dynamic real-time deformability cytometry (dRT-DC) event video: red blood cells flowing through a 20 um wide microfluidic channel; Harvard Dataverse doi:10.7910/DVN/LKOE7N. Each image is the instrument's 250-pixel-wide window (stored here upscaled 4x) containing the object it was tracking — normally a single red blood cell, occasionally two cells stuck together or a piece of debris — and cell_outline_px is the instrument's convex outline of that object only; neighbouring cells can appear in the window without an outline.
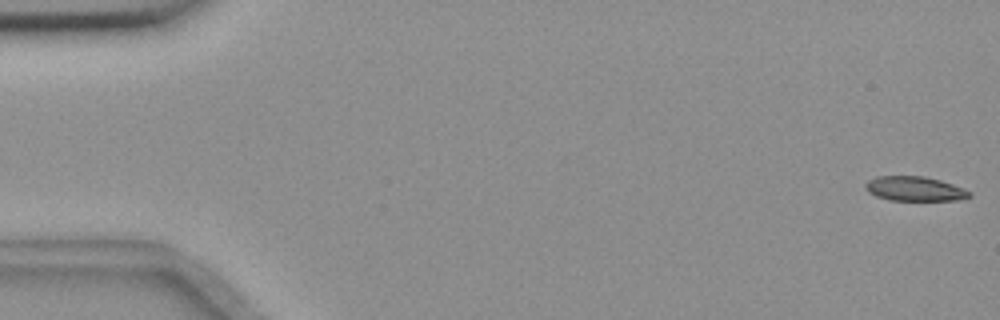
{"species": "common noctule bat (a hibernating species)", "species_latin": "Nyctalus noctula", "temperature_condition": "room temperature", "stored_images_in_passage": 57, "camera_frame_rate_fps": 3000, "um_per_image_px": 0.085, "animal": {"sex": "female", "body_mass_g": 18.4}, "frame": {"image": 1, "passage_image": 1, "time_ms": 0.0, "image_size_px": [1000, 320], "cell_outline_px": [[972, 196], [956, 200], [888, 200], [876, 196], [868, 192], [864, 188], [864, 184], [868, 180], [876, 176], [924, 176], [940, 180], [964, 188], [972, 192]], "centroid_in_image_um": [77.73, 16.04], "position_along_channel_um": 7.3, "area_um2": 14.97}}
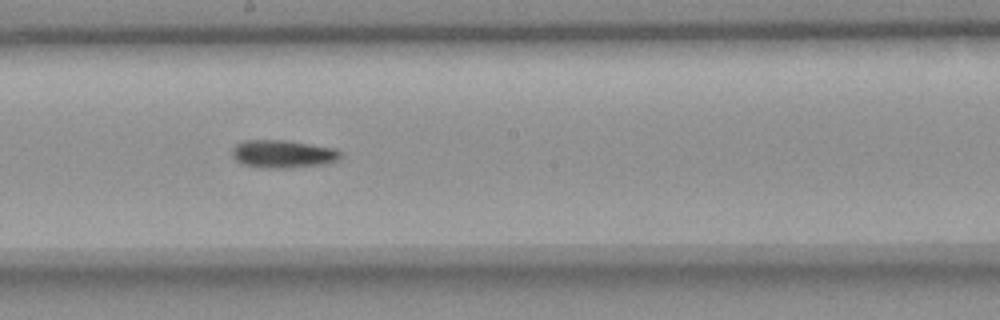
{"frame": {"image": 2, "passage_image": 31, "time_ms": 10.0, "image_size_px": [1000, 320], "cell_outline_px": [[344, 156], [340, 160], [324, 164], [288, 168], [256, 168], [244, 164], [236, 160], [232, 156], [232, 148], [236, 144], [244, 140], [284, 140], [336, 148]], "centroid_in_image_um": [24.06, 13.09], "position_along_channel_um": 224.1, "area_um2": 17.86}}
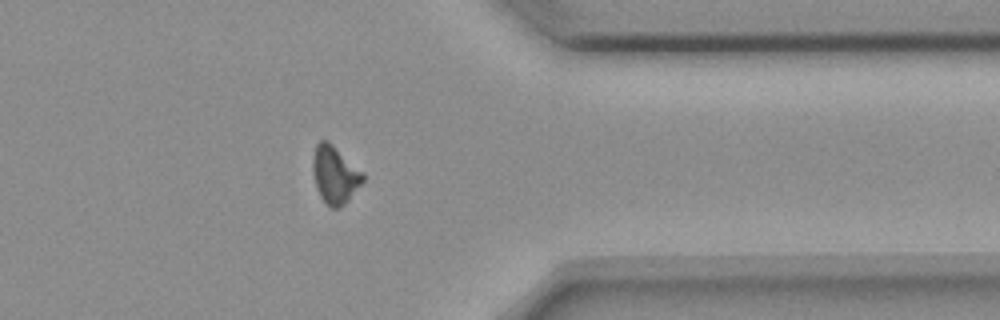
{"frame": {"image": 3, "passage_image": 45, "time_ms": 14.667, "image_size_px": [1000, 320], "cell_outline_px": [[364, 180], [348, 200], [340, 208], [332, 208], [320, 196], [316, 188], [312, 172], [312, 156], [316, 144], [320, 140], [328, 140], [364, 172]], "centroid_in_image_um": [28.45, 14.82], "position_along_channel_um": 383.0, "area_um2": 16.94}, "authors_computed_cell_mechanics": {"area_um2": 16.4152, "velocity_mm_per_s": 3.645, "shape_relaxation_time_tau1_ms": 11.1776, "shape_relaxation_time_tau2_ms": null, "deformation_change_tau1": 0.2353, "deformation_change_tau2": null}}